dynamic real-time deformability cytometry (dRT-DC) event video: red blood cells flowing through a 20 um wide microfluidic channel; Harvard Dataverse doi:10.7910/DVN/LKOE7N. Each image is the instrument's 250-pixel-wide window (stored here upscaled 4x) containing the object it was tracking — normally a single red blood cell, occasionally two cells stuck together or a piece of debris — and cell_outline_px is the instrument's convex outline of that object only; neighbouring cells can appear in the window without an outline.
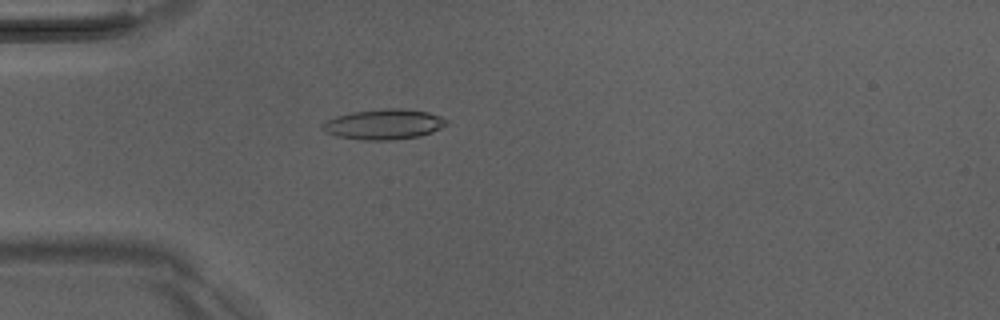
{"species": "Egyptian fruit bat (a non-hibernating species)", "species_latin": "Rousettus aegyptiacus", "temperature_condition": "room temperature", "stored_images_in_passage": 49, "camera_frame_rate_fps": 3000, "um_per_image_px": 0.085, "animal": {"sex": "male"}, "frame": {"image": 1, "passage_image": 13, "time_ms": 4.0, "image_size_px": [1000, 320], "cell_outline_px": [[448, 124], [432, 132], [420, 136], [388, 140], [364, 140], [336, 136], [324, 132], [320, 128], [320, 124], [324, 120], [336, 116], [352, 112], [384, 108], [396, 108], [428, 112], [440, 116], [448, 120]], "centroid_in_image_um": [32.57, 10.56], "position_along_channel_um": 52.4, "area_um2": 22.02}}
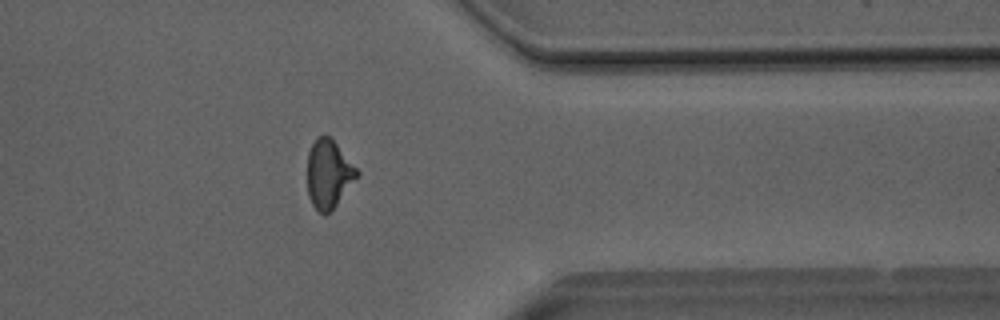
{"frame": {"image": 2, "passage_image": 39, "time_ms": 12.667, "image_size_px": [1000, 320], "cell_outline_px": [[360, 172], [336, 204], [324, 216], [312, 204], [308, 196], [308, 152], [316, 136], [328, 136], [336, 144]], "centroid_in_image_um": [27.9, 14.78], "position_along_channel_um": 383.5, "area_um2": 19.19}}
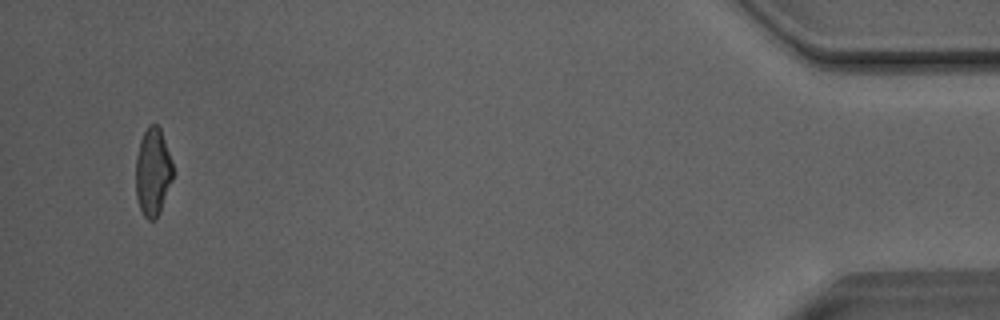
{"frame": {"image": 3, "passage_image": 47, "time_ms": 15.333, "image_size_px": [1000, 320], "cell_outline_px": [[172, 180], [160, 212], [156, 220], [148, 220], [144, 216], [140, 208], [136, 196], [136, 156], [140, 140], [148, 124], [156, 124], [160, 128], [172, 160]], "centroid_in_image_um": [12.98, 14.62], "position_along_channel_um": 422.2, "area_um2": 19.02}, "authors_computed_cell_mechanics": {"area_um2": 20.1144, "velocity_mm_per_s": 4.0635, "shape_relaxation_time_tau1_ms": 7.3205, "shape_relaxation_time_tau2_ms": 2.034, "deformation_change_tau1": 0.2045, "deformation_change_tau2": 0.097}}